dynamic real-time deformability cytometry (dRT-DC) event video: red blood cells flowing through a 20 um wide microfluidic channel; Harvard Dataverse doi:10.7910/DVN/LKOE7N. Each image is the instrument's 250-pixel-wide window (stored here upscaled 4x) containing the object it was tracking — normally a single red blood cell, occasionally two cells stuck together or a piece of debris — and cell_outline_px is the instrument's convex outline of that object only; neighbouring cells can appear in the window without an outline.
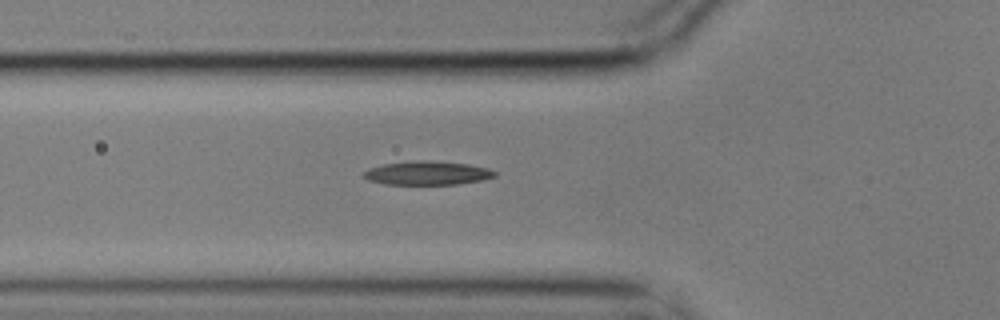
{"species": "common noctule bat (a hibernating species)", "species_latin": "Nyctalus noctula", "temperature_condition": "cold", "stored_images_in_passage": 4, "camera_frame_rate_fps": 3000, "um_per_image_px": 0.085, "animal": {"sex": "male", "body_mass_g": 17.9}, "frame": {"image": 1, "passage_image": 4, "time_ms": 1.0, "image_size_px": [1000, 320], "cell_outline_px": [[496, 176], [484, 180], [456, 184], [384, 184], [368, 180], [360, 176], [368, 168], [384, 164], [420, 160], [428, 160], [468, 164], [488, 168], [496, 172]], "centroid_in_image_um": [36.31, 14.71], "position_along_channel_um": 89.5, "area_um2": 18.15}}